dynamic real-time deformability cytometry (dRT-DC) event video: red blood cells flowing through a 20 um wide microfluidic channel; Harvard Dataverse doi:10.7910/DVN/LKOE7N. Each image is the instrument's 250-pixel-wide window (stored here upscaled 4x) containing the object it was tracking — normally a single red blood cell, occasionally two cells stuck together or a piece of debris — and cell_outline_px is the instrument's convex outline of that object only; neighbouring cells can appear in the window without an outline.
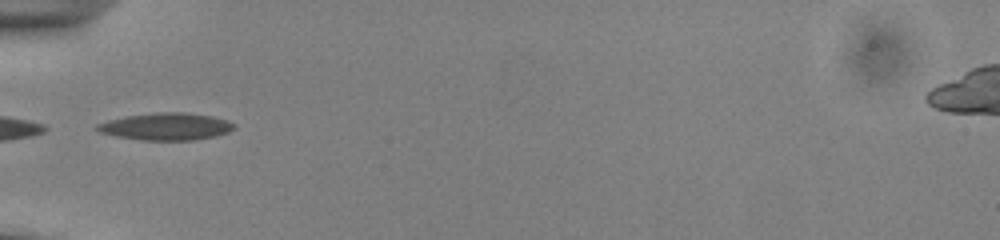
{"species": "common noctule bat (a hibernating species)", "species_latin": "Nyctalus noctula", "temperature_condition": "cold", "stored_images_in_passage": 4, "camera_frame_rate_fps": 3000, "um_per_image_px": 0.085, "animal": {"sex": "male", "body_mass_g": 13.0, "forearm_length_mm": 53.1}, "frame": {"image": 1, "passage_image": 1, "time_ms": 0.0, "image_size_px": [1000, 240], "cell_outline_px": [[236, 128], [228, 132], [216, 136], [192, 140], [140, 140], [116, 136], [100, 132], [96, 128], [96, 124], [108, 120], [124, 116], [156, 112], [184, 112], [212, 116], [236, 124]], "centroid_in_image_um": [14.11, 10.75], "position_along_channel_um": 70.9, "area_um2": 21.73}}